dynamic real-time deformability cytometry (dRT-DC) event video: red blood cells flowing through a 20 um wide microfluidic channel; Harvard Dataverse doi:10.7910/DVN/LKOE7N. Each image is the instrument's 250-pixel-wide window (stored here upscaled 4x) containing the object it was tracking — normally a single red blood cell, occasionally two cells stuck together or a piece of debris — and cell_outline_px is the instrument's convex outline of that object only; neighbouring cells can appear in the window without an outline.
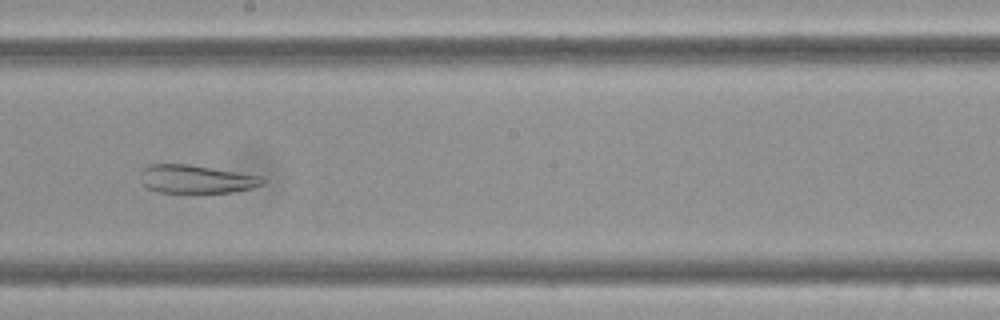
{"species": "Egyptian fruit bat (a non-hibernating species)", "species_latin": "Rousettus aegyptiacus", "temperature_condition": "cold", "stored_images_in_passage": 9, "camera_frame_rate_fps": 3000, "um_per_image_px": 0.085, "frame": {"image": 1, "passage_image": 8, "time_ms": 2.333, "image_size_px": [1000, 320], "cell_outline_px": [[264, 184], [252, 188], [232, 192], [156, 192], [148, 188], [140, 180], [140, 172], [148, 164], [188, 164], [260, 176], [264, 180]], "centroid_in_image_um": [16.63, 15.22], "position_along_channel_um": 231.6, "area_um2": 19.94}}